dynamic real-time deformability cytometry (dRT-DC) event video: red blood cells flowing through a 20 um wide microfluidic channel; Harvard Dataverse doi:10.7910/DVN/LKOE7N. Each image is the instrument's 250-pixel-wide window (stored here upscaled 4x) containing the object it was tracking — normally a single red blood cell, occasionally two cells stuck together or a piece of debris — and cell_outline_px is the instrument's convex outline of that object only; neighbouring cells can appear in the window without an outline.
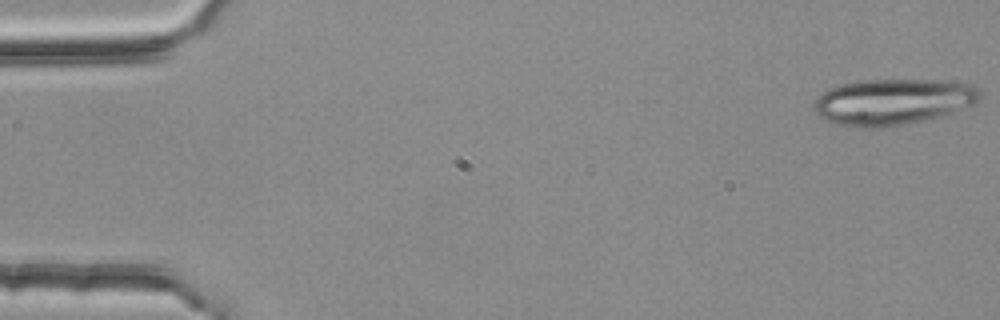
{"species": "common noctule bat (a hibernating species)", "species_latin": "Nyctalus noctula", "temperature_condition": "room temperature", "stored_images_in_passage": 4, "camera_frame_rate_fps": 3000, "um_per_image_px": 0.085, "animal": {"sex": "female", "body_mass_g": 25.1}, "frame": {"image": 1, "passage_image": 4, "time_ms": 1.0, "image_size_px": [1000, 320], "cell_outline_px": [[980, 100], [976, 104], [924, 120], [880, 128], [860, 128], [836, 124], [824, 120], [816, 116], [812, 108], [812, 104], [816, 96], [840, 84], [864, 80], [956, 80], [976, 84], [980, 88]], "centroid_in_image_um": [75.89, 8.64], "position_along_channel_um": 9.1, "area_um2": 45.2}}